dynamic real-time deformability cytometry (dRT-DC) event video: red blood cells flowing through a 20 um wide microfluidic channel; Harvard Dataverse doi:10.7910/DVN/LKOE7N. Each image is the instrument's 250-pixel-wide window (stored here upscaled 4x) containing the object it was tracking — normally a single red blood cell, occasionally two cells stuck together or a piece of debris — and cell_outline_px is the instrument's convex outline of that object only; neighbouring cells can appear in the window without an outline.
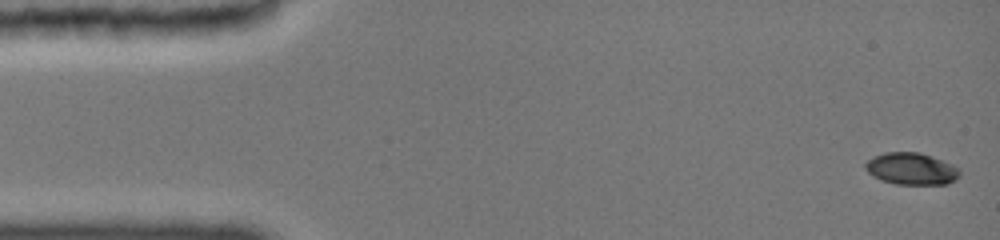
{"species": "common noctule bat (a hibernating species)", "species_latin": "Nyctalus noctula", "temperature_condition": "cold", "stored_images_in_passage": 35, "camera_frame_rate_fps": 3000, "um_per_image_px": 0.085, "animal": {"sex": "female", "body_mass_g": 19.0, "forearm_length_mm": 51.5}, "frame": {"image": 1, "passage_image": 1, "time_ms": 0.0, "image_size_px": [1000, 240], "cell_outline_px": [[960, 176], [956, 180], [948, 184], [896, 184], [880, 180], [872, 176], [864, 168], [864, 164], [868, 160], [876, 156], [888, 152], [920, 152], [932, 156], [952, 164], [960, 168]], "centroid_in_image_um": [77.49, 14.35], "position_along_channel_um": 7.5, "area_um2": 17.69}}
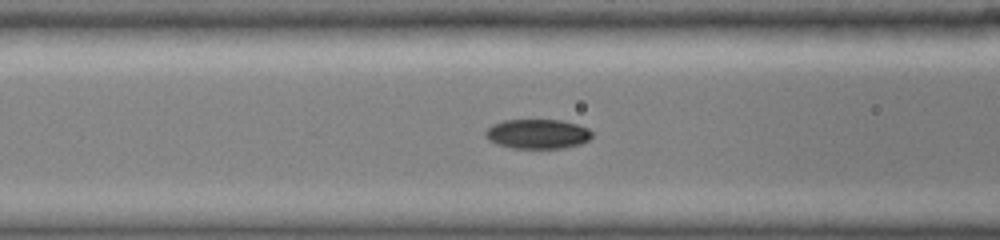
{"frame": {"image": 2, "passage_image": 20, "time_ms": 6.0, "image_size_px": [1000, 240], "cell_outline_px": [[592, 136], [588, 140], [580, 144], [564, 148], [512, 148], [500, 144], [492, 140], [484, 132], [488, 128], [504, 120], [560, 120], [576, 124], [588, 128], [592, 132]], "centroid_in_image_um": [45.76, 11.38], "position_along_channel_um": 120.8, "area_um2": 17.98}}
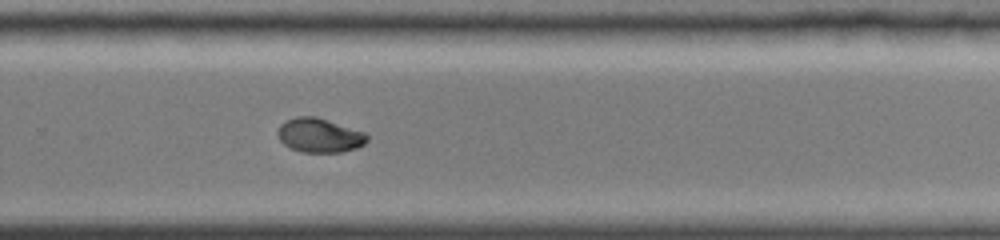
{"frame": {"image": 3, "passage_image": 35, "time_ms": 10.667, "image_size_px": [1000, 240], "cell_outline_px": [[368, 140], [364, 144], [356, 148], [340, 152], [304, 152], [292, 148], [284, 144], [280, 140], [276, 132], [280, 124], [288, 120], [300, 116], [312, 116], [364, 132], [368, 136]], "centroid_in_image_um": [27.14, 11.52], "position_along_channel_um": 302.7, "area_um2": 17.4}}